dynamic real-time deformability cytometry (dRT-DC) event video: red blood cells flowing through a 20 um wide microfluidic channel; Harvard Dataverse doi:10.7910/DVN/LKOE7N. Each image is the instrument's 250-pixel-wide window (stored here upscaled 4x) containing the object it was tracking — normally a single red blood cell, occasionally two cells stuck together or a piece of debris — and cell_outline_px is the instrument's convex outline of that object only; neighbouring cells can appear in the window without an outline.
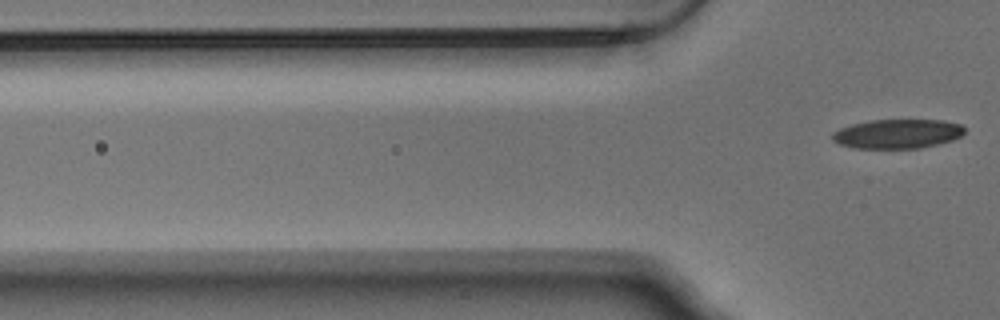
{"species": "Egyptian fruit bat (a non-hibernating species)", "species_latin": "Rousettus aegyptiacus", "temperature_condition": "warm", "stored_images_in_passage": 3, "camera_frame_rate_fps": 3000, "um_per_image_px": 0.085, "animal": {"sex": "male"}, "frame": {"image": 1, "passage_image": 3, "time_ms": 0.667, "image_size_px": [1000, 320], "cell_outline_px": [[964, 132], [960, 136], [952, 140], [920, 148], [852, 148], [840, 144], [832, 140], [832, 132], [840, 128], [852, 124], [872, 120], [944, 120], [960, 124], [964, 128]], "centroid_in_image_um": [76.26, 11.37], "position_along_channel_um": 49.5, "area_um2": 22.48}}